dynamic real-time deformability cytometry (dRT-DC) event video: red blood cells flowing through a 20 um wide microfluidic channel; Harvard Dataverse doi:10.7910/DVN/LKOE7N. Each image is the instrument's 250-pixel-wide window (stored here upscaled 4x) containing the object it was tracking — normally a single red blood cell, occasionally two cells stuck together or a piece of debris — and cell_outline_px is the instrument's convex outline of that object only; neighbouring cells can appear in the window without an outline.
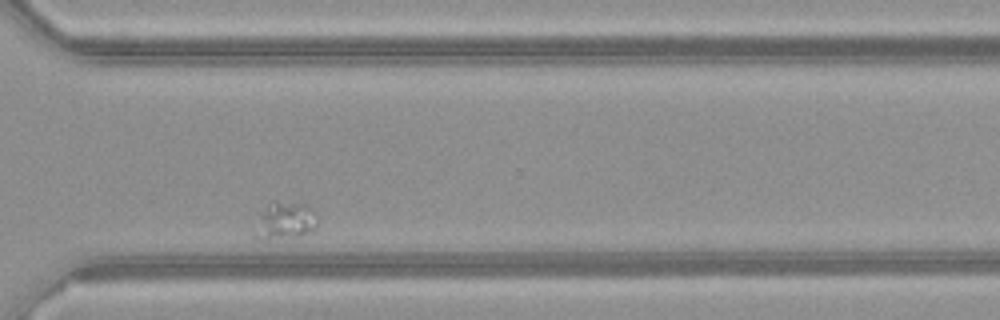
{"species": "common noctule bat (a hibernating species)", "species_latin": "Nyctalus noctula", "temperature_condition": "warm", "stored_images_in_passage": 36, "camera_frame_rate_fps": 3000, "um_per_image_px": 0.085, "animal": {"sex": "female", "body_mass_g": 21.9}, "frame": {"image": 1, "passage_image": 26, "time_ms": 8.333, "image_size_px": [1000, 320], "cell_outline_px": [[320, 220], [316, 228], [312, 232], [296, 236], [268, 240], [260, 240], [252, 236], [260, 212], [268, 200], [276, 200], [304, 204], [316, 212]], "centroid_in_image_um": [24.2, 18.75], "position_along_channel_um": 346.4, "area_um2": 14.39}}